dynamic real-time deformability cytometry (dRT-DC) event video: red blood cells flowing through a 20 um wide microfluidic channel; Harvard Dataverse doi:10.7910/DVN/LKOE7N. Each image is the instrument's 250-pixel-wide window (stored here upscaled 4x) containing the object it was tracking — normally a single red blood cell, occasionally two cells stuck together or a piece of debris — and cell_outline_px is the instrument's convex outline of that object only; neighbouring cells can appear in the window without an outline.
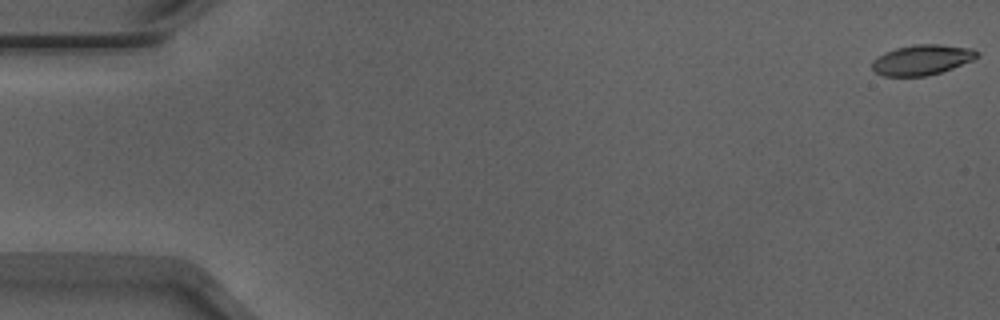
{"species": "Egyptian fruit bat (a non-hibernating species)", "species_latin": "Rousettus aegyptiacus", "temperature_condition": "warm", "stored_images_in_passage": 53, "camera_frame_rate_fps": 3000, "um_per_image_px": 0.085, "animal": {"sex": "male"}, "frame": {"image": 1, "passage_image": 1, "time_ms": 0.0, "image_size_px": [1000, 320], "cell_outline_px": [[980, 56], [972, 60], [952, 68], [928, 76], [884, 76], [876, 72], [872, 68], [872, 60], [884, 52], [896, 48], [912, 44], [940, 44], [972, 48], [980, 52]], "centroid_in_image_um": [78.38, 5.07], "position_along_channel_um": 6.6, "area_um2": 18.61}}
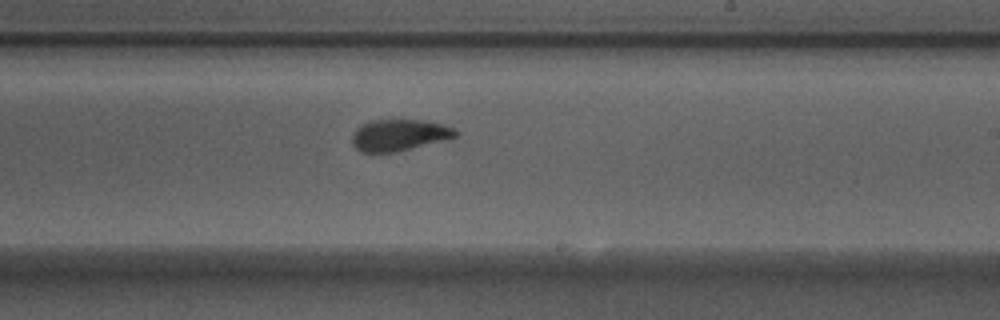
{"frame": {"image": 2, "passage_image": 32, "time_ms": 10.333, "image_size_px": [1000, 320], "cell_outline_px": [[460, 132], [456, 136], [448, 140], [396, 152], [360, 152], [352, 144], [352, 132], [360, 124], [368, 120], [420, 120], [440, 124], [456, 128]], "centroid_in_image_um": [33.93, 11.48], "position_along_channel_um": 255.1, "area_um2": 19.31}}
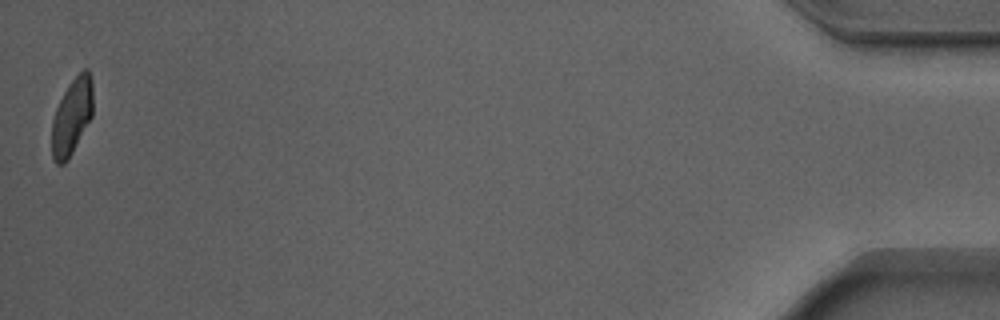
{"frame": {"image": 3, "passage_image": 53, "time_ms": 17.333, "image_size_px": [1000, 320], "cell_outline_px": [[92, 116], [68, 160], [64, 164], [56, 164], [52, 160], [52, 120], [56, 108], [68, 84], [84, 68], [88, 68], [92, 76]], "centroid_in_image_um": [6.11, 9.9], "position_along_channel_um": 429.1, "area_um2": 18.32}, "authors_computed_cell_mechanics": {"area_um2": 19.4786, "velocity_mm_per_s": 3.8993, "shape_relaxation_time_tau1_ms": 4.3771, "shape_relaxation_time_tau2_ms": 1.5155, "deformation_change_tau1": 0.1531, "deformation_change_tau2": 0.0627}}